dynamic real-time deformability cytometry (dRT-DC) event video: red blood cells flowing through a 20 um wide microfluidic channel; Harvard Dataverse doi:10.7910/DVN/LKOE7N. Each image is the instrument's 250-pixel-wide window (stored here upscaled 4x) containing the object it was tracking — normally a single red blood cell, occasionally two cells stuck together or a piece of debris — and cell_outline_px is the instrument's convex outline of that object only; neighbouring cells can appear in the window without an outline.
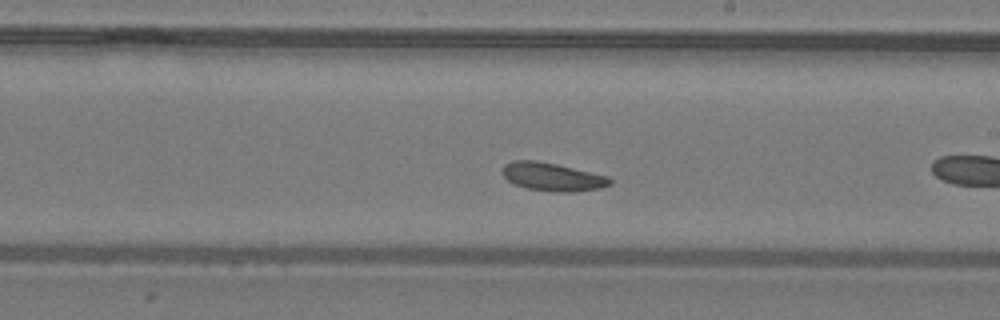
{"species": "common noctule bat (a hibernating species)", "species_latin": "Nyctalus noctula", "temperature_condition": "warm", "stored_images_in_passage": 30, "camera_frame_rate_fps": 3000, "um_per_image_px": 0.085, "animal": {"sex": "male", "body_mass_g": 19.2, "forearm_length_mm": 51.8}, "frame": {"image": 1, "passage_image": 13, "time_ms": 4.0, "image_size_px": [1000, 320], "cell_outline_px": [[612, 184], [600, 188], [576, 192], [556, 192], [528, 188], [516, 184], [508, 180], [500, 172], [504, 164], [512, 160], [536, 160], [556, 164], [608, 176], [612, 180]], "centroid_in_image_um": [46.95, 15.02], "position_along_channel_um": 242.0, "area_um2": 17.69}}